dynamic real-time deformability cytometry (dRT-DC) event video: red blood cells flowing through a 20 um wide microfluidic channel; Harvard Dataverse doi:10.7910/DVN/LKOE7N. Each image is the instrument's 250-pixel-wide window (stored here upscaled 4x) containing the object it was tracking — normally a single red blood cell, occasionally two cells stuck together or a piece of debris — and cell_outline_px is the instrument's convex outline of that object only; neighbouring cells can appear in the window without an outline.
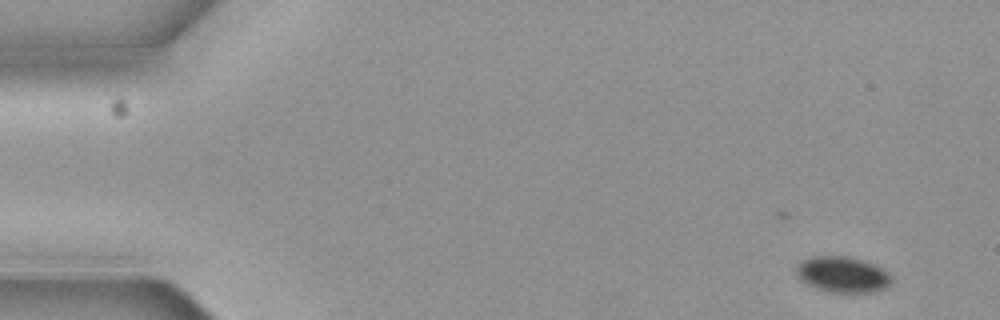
{"species": "common noctule bat (a hibernating species)", "species_latin": "Nyctalus noctula", "temperature_condition": "cold", "stored_images_in_passage": 2, "segment_of_instrument_passage": [2, 2], "camera_frame_rate_fps": 3000, "um_per_image_px": 0.085, "animal": {"sex": "female", "body_mass_g": 19.3, "forearm_length_mm": 54.1}, "frame": {"image": 1, "passage_image": 2, "time_ms": 0.333, "image_size_px": [1000, 320], "cell_outline_px": [[892, 280], [884, 288], [872, 292], [828, 292], [816, 288], [800, 280], [796, 272], [796, 264], [800, 260], [812, 256], [848, 256], [872, 264], [888, 272], [892, 276]], "centroid_in_image_um": [71.56, 23.32], "position_along_channel_um": 13.4, "area_um2": 19.83}}